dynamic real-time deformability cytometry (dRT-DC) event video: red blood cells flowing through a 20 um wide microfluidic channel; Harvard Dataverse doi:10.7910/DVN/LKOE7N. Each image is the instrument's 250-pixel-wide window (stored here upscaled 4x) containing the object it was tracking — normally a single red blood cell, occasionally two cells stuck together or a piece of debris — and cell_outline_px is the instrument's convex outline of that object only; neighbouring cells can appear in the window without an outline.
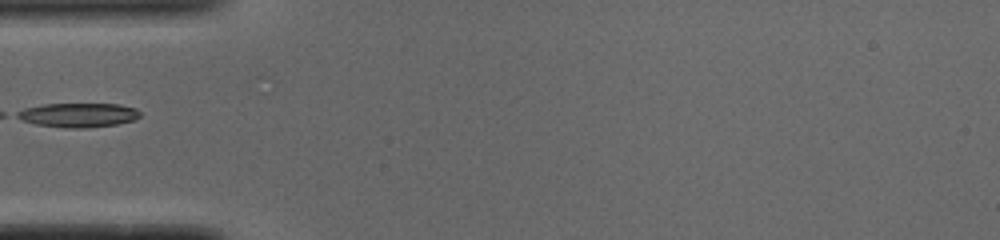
{"species": "common noctule bat (a hibernating species)", "species_latin": "Nyctalus noctula", "temperature_condition": "cold", "stored_images_in_passage": 31, "camera_frame_rate_fps": 3000, "um_per_image_px": 0.085, "animal": {"sex": "male", "body_mass_g": 19.0, "forearm_length_mm": 50.8}, "frame": {"image": 1, "passage_image": 1, "time_ms": 0.0, "image_size_px": [1000, 240], "cell_outline_px": [[140, 116], [132, 120], [116, 124], [88, 128], [64, 128], [36, 124], [24, 120], [16, 116], [16, 112], [24, 108], [44, 104], [120, 104], [136, 108], [140, 112]], "centroid_in_image_um": [6.66, 9.78], "position_along_channel_um": 78.3, "area_um2": 17.28}}